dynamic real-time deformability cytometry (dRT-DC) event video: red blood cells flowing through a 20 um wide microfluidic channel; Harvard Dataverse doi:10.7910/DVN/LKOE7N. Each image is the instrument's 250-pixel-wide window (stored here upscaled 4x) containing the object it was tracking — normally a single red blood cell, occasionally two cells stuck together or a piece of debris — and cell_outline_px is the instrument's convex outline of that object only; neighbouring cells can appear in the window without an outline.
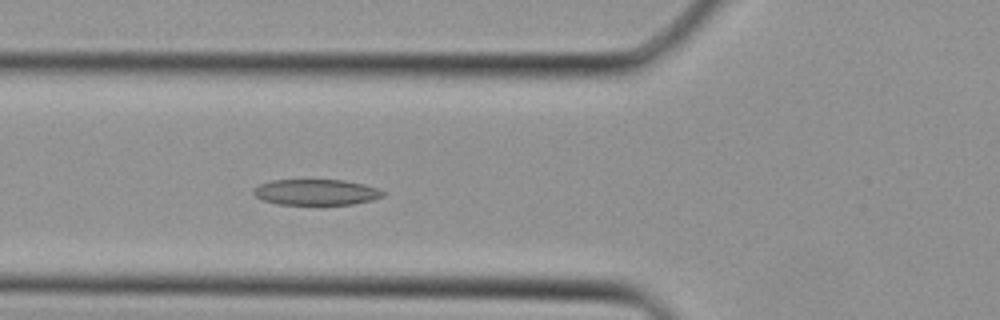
{"species": "Egyptian fruit bat (a non-hibernating species)", "species_latin": "Rousettus aegyptiacus", "temperature_condition": "cold", "stored_images_in_passage": 28, "camera_frame_rate_fps": 3000, "um_per_image_px": 0.085, "animal": {"sex": "female"}, "frame": {"image": 1, "passage_image": 7, "time_ms": 2.0, "image_size_px": [1000, 320], "cell_outline_px": [[384, 196], [372, 200], [352, 204], [324, 208], [276, 204], [264, 200], [256, 196], [252, 192], [260, 184], [272, 180], [344, 180], [364, 184], [376, 188], [384, 192]], "centroid_in_image_um": [26.88, 16.39], "position_along_channel_um": 98.9, "area_um2": 20.35}}
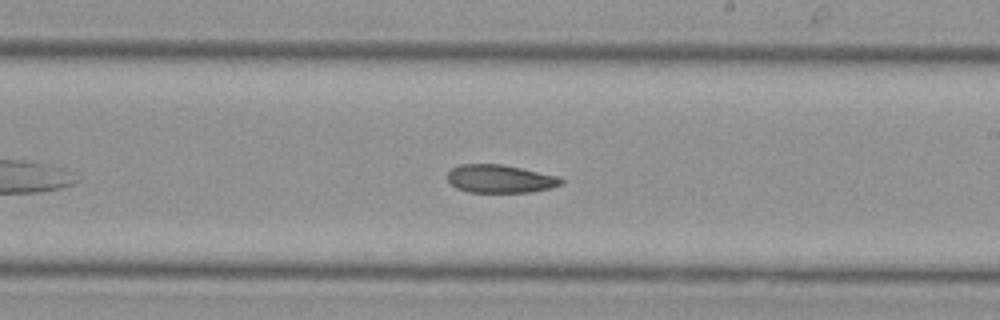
{"frame": {"image": 2, "passage_image": 15, "time_ms": 4.667, "image_size_px": [1000, 320], "cell_outline_px": [[564, 180], [560, 184], [548, 188], [532, 192], [468, 192], [456, 188], [448, 180], [448, 172], [452, 168], [460, 164], [500, 164], [560, 176]], "centroid_in_image_um": [42.49, 15.2], "position_along_channel_um": 246.5, "area_um2": 18.5}}
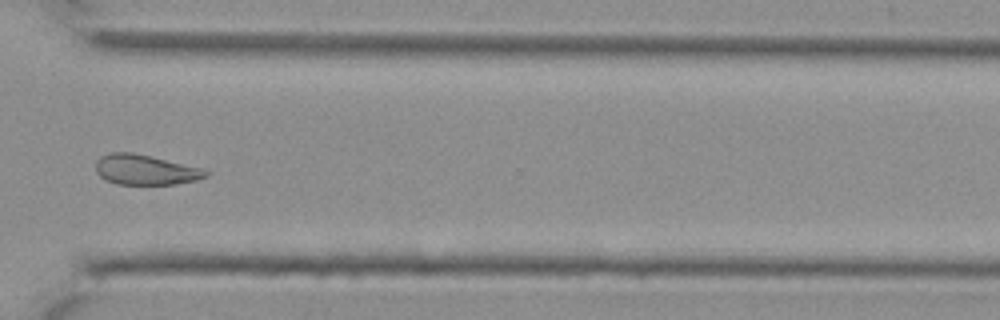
{"frame": {"image": 3, "passage_image": 21, "time_ms": 6.667, "image_size_px": [1000, 320], "cell_outline_px": [[208, 176], [196, 180], [176, 184], [116, 184], [104, 180], [96, 172], [96, 160], [100, 156], [112, 152], [132, 152], [152, 156], [200, 168], [208, 172]], "centroid_in_image_um": [12.31, 14.43], "position_along_channel_um": 358.3, "area_um2": 19.31}}